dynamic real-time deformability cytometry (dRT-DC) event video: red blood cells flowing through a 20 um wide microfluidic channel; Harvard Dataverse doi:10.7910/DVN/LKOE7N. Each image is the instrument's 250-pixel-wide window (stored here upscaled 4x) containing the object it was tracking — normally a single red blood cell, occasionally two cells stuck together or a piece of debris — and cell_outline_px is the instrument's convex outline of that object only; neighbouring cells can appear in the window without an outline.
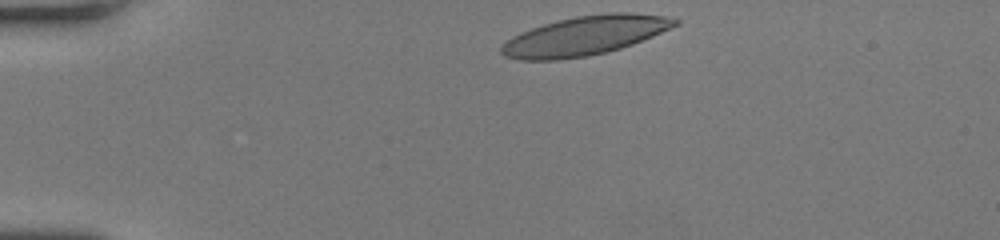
{"species": "human", "species_latin": "Homo sapiens", "temperature_condition": "room temperature", "stored_images_in_passage": 32, "camera_frame_rate_fps": 3000, "um_per_image_px": 0.085, "donor": {"sex": "female"}, "frame": {"image": 1, "passage_image": 1, "time_ms": 0.0, "image_size_px": [1000, 240], "cell_outline_px": [[680, 24], [652, 36], [632, 44], [620, 48], [588, 56], [556, 60], [520, 60], [504, 56], [500, 52], [500, 48], [512, 36], [520, 32], [556, 20], [576, 16], [608, 12], [628, 12], [668, 16], [680, 20]], "centroid_in_image_um": [49.72, 3.02], "position_along_channel_um": 35.3, "area_um2": 39.59}}
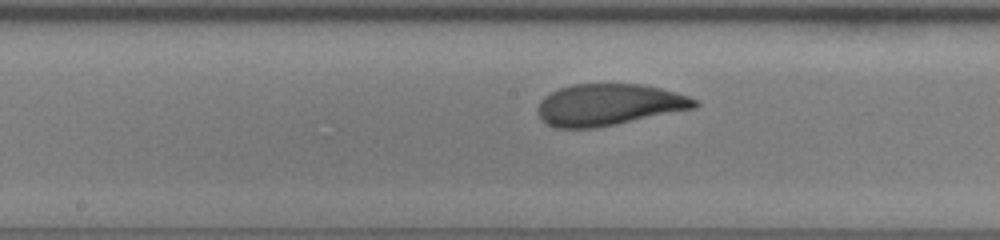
{"frame": {"image": 2, "passage_image": 17, "time_ms": 5.333, "image_size_px": [1000, 240], "cell_outline_px": [[700, 104], [696, 108], [596, 128], [556, 128], [548, 124], [540, 116], [536, 108], [540, 100], [544, 96], [560, 88], [572, 84], [644, 84], [676, 92], [688, 96], [696, 100]], "centroid_in_image_um": [51.75, 8.9], "position_along_channel_um": 196.4, "area_um2": 38.03}}
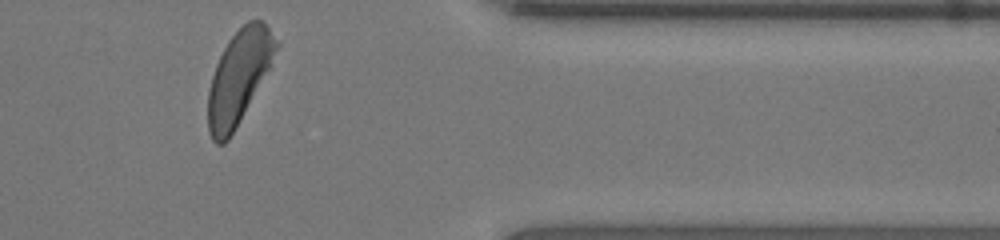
{"frame": {"image": 3, "passage_image": 32, "time_ms": 10.333, "image_size_px": [1000, 240], "cell_outline_px": [[280, 44], [268, 68], [228, 140], [224, 144], [216, 144], [212, 140], [208, 132], [208, 88], [216, 64], [228, 40], [248, 20], [264, 20], [280, 40]], "centroid_in_image_um": [20.3, 6.5], "position_along_channel_um": 391.1, "area_um2": 36.36}, "authors_computed_cell_mechanics": {"area_um2": 38.4948, "velocity_mm_per_s": 4.2152, "shape_relaxation_time_tau1_ms": 3.218, "shape_relaxation_time_tau2_ms": 0.9823, "deformation_change_tau1": 0.1705, "deformation_change_tau2": 0.0757}}